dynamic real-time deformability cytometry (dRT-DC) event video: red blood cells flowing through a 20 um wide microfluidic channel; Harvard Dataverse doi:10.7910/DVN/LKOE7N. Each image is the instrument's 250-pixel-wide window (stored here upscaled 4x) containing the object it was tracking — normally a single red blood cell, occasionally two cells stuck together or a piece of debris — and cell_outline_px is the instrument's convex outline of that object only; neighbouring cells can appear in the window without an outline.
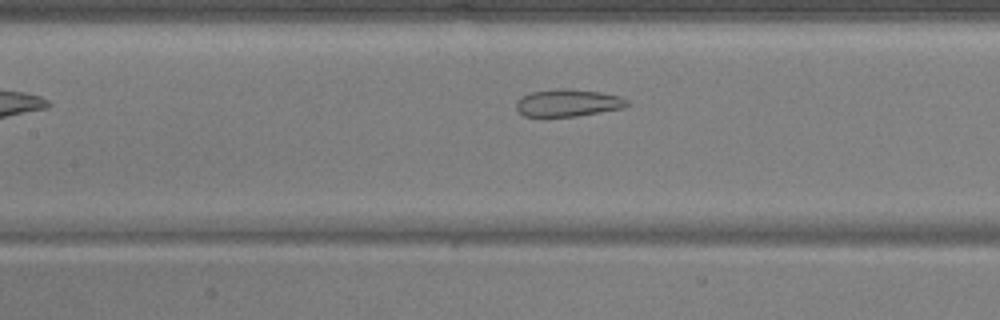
{"species": "common noctule bat (a hibernating species)", "species_latin": "Nyctalus noctula", "temperature_condition": "warm", "stored_images_in_passage": 38, "camera_frame_rate_fps": 3000, "um_per_image_px": 0.085, "animal": {"sex": "male", "body_mass_g": 17.9, "forearm_length_mm": 54.2}, "frame": {"image": 1, "passage_image": 9, "time_ms": 2.667, "image_size_px": [1000, 320], "cell_outline_px": [[632, 104], [624, 108], [576, 116], [524, 116], [516, 108], [516, 104], [524, 96], [532, 92], [560, 88], [564, 88], [600, 92], [620, 96], [628, 100]], "centroid_in_image_um": [48.35, 8.74], "position_along_channel_um": 159.0, "area_um2": 17.46}}
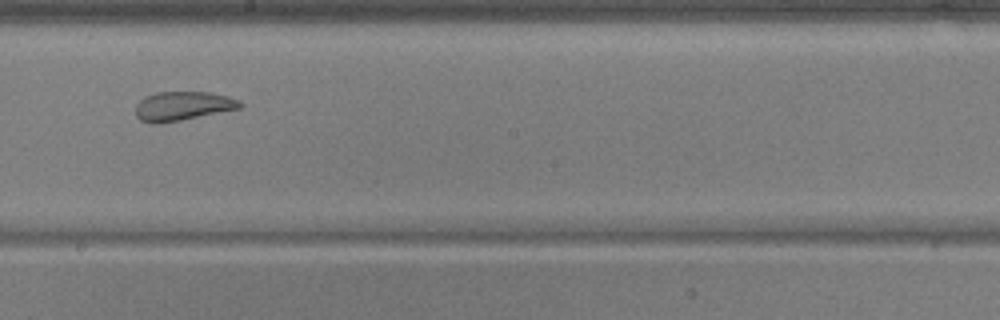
{"frame": {"image": 2, "passage_image": 15, "time_ms": 4.667, "image_size_px": [1000, 320], "cell_outline_px": [[244, 104], [240, 108], [160, 124], [152, 124], [140, 120], [136, 116], [136, 104], [144, 96], [156, 92], [208, 92], [228, 96], [240, 100]], "centroid_in_image_um": [15.51, 9.01], "position_along_channel_um": 232.7, "area_um2": 17.74}}
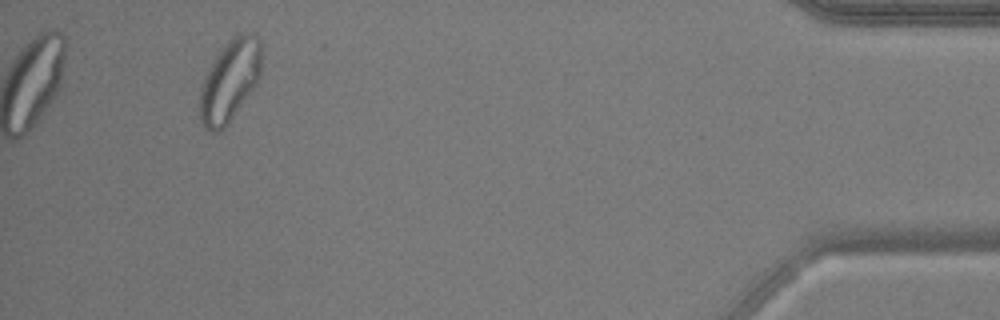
{"frame": {"image": 3, "passage_image": 35, "time_ms": 11.333, "image_size_px": [1000, 320], "cell_outline_px": [[260, 76], [256, 84], [228, 124], [220, 132], [212, 132], [200, 120], [200, 88], [208, 68], [216, 56], [240, 32], [252, 32], [260, 40]], "centroid_in_image_um": [19.53, 6.88], "position_along_channel_um": 415.7, "area_um2": 28.73}, "authors_computed_cell_mechanics": {"area_um2": 19.9988, "velocity_mm_per_s": 3.69, "shape_relaxation_time_tau1_ms": null, "shape_relaxation_time_tau2_ms": 1.4523, "deformation_change_tau1": null, "deformation_change_tau2": 0.0774}}